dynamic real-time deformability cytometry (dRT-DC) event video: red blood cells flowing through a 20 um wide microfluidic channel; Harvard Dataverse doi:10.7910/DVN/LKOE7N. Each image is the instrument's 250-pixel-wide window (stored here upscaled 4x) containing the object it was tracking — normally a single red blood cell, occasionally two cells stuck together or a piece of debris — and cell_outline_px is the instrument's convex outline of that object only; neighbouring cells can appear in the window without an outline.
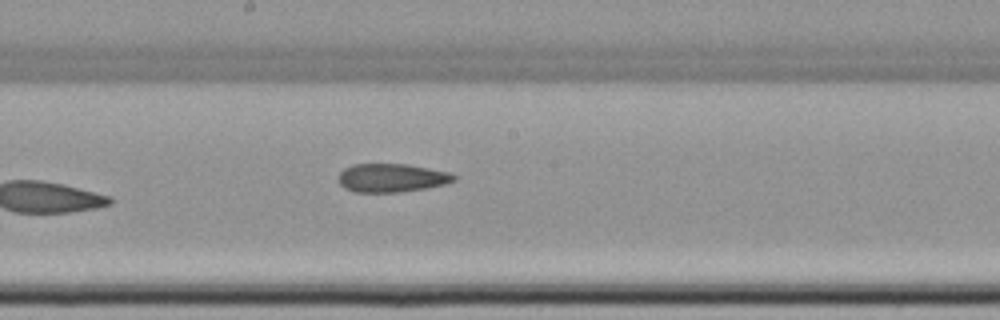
{"species": "common noctule bat (a hibernating species)", "species_latin": "Nyctalus noctula", "temperature_condition": "cold", "stored_images_in_passage": 8, "camera_frame_rate_fps": 3000, "um_per_image_px": 0.085, "animal": {"sex": "female", "body_mass_g": 22.7, "forearm_length_mm": 54.2}, "frame": {"image": 1, "passage_image": 8, "time_ms": 9.333, "image_size_px": [1000, 320], "cell_outline_px": [[456, 180], [444, 184], [424, 188], [400, 192], [352, 192], [344, 188], [340, 184], [340, 172], [344, 168], [352, 164], [408, 164], [448, 172], [456, 176]], "centroid_in_image_um": [33.27, 15.12], "position_along_channel_um": 214.9, "area_um2": 19.07}}